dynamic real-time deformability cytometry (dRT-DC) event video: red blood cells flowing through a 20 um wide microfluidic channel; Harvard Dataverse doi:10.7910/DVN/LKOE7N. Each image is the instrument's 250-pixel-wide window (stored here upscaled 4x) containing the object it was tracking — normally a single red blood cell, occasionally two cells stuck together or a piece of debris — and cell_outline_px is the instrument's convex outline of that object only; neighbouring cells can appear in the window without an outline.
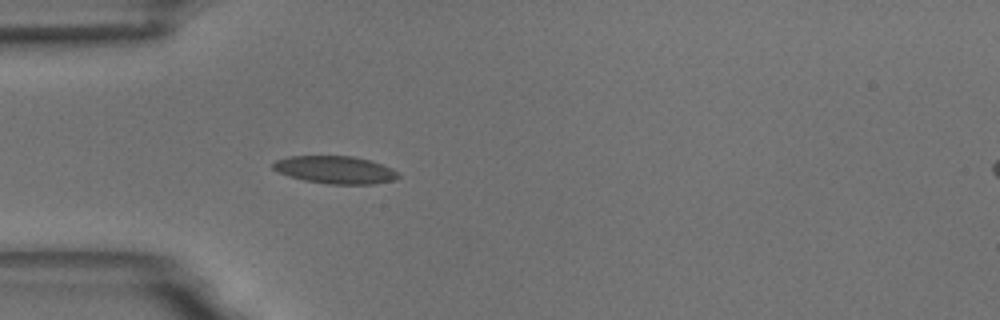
{"species": "common noctule bat (a hibernating species)", "species_latin": "Nyctalus noctula", "temperature_condition": "room temperature", "stored_images_in_passage": 13, "camera_frame_rate_fps": 3000, "um_per_image_px": 0.085, "animal": {"sex": "male", "body_mass_g": 18.8}, "frame": {"image": 1, "passage_image": 6, "time_ms": 1.667, "image_size_px": [1000, 320], "cell_outline_px": [[400, 176], [396, 180], [372, 184], [328, 184], [304, 180], [288, 176], [272, 168], [272, 164], [276, 160], [292, 156], [352, 156], [372, 160], [392, 168]], "centroid_in_image_um": [28.52, 14.43], "position_along_channel_um": 56.5, "area_um2": 20.17}}